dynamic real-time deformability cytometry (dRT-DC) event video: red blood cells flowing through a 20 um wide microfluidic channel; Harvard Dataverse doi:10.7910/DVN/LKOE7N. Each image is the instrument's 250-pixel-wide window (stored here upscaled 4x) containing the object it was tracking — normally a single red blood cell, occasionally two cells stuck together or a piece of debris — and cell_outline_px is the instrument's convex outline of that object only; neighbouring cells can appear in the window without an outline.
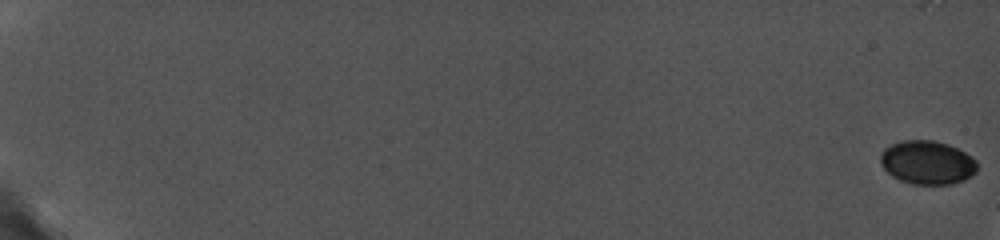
{"species": "common noctule bat (a hibernating species)", "species_latin": "Nyctalus noctula", "temperature_condition": "cold", "stored_images_in_passage": 32, "camera_frame_rate_fps": 5000, "um_per_image_px": 0.085, "animal": {"sex": "female", "body_mass_g": 19.0, "forearm_length_mm": 56.7}, "frame": {"image": 1, "passage_image": 1, "time_ms": 0.0, "image_size_px": [1000, 240], "cell_outline_px": [[976, 172], [972, 176], [964, 180], [952, 184], [912, 184], [900, 180], [892, 176], [880, 164], [880, 156], [884, 148], [900, 140], [932, 140], [948, 144], [972, 156], [976, 160]], "centroid_in_image_um": [78.82, 13.81], "position_along_channel_um": 6.2, "area_um2": 24.68}}
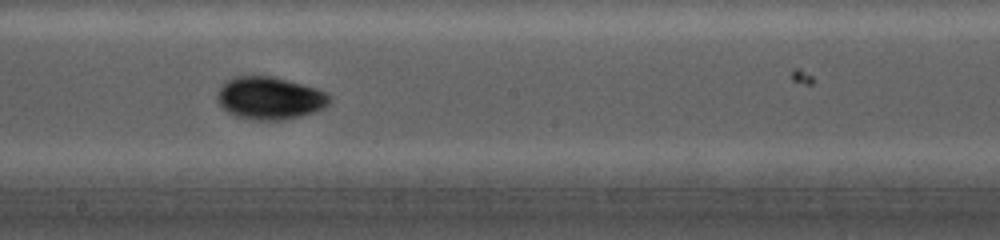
{"frame": {"image": 2, "passage_image": 27, "time_ms": 12.2, "image_size_px": [1000, 240], "cell_outline_px": [[332, 100], [324, 108], [300, 116], [284, 120], [252, 120], [236, 116], [228, 112], [216, 100], [216, 96], [220, 88], [228, 80], [236, 76], [272, 76], [316, 88], [328, 92]], "centroid_in_image_um": [22.94, 8.35], "position_along_channel_um": 225.3, "area_um2": 27.8}}
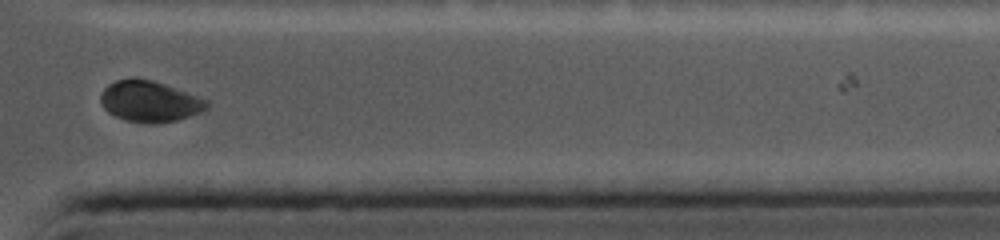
{"frame": {"image": 3, "passage_image": 31, "time_ms": 16.8, "image_size_px": [1000, 240], "cell_outline_px": [[212, 104], [208, 108], [200, 112], [176, 120], [156, 124], [148, 124], [124, 120], [108, 112], [104, 108], [100, 100], [100, 92], [108, 84], [116, 80], [132, 76], [152, 80], [164, 84], [208, 100]], "centroid_in_image_um": [12.7, 8.61], "position_along_channel_um": 398.7, "area_um2": 25.66}}